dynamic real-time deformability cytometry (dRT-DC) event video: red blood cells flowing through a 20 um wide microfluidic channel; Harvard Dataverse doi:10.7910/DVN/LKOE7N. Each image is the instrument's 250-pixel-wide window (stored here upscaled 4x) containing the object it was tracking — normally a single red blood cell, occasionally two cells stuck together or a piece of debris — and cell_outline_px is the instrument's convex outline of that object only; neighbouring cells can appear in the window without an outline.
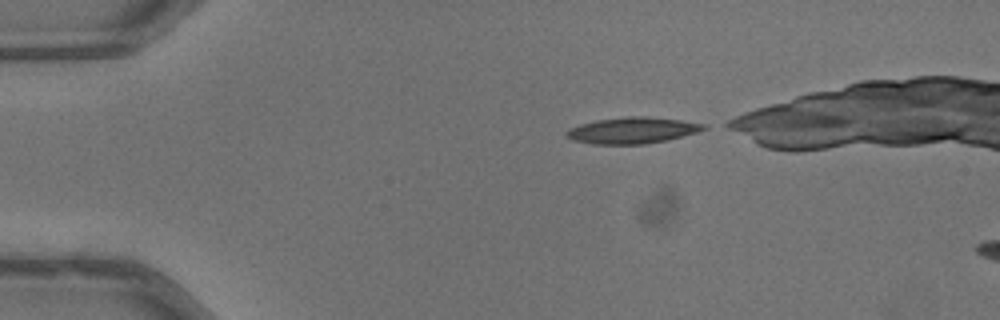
{"species": "common noctule bat (a hibernating species)", "species_latin": "Nyctalus noctula", "temperature_condition": "warm", "stored_images_in_passage": 36, "camera_frame_rate_fps": 3000, "um_per_image_px": 0.085, "animal": {"sex": "male", "body_mass_g": 13.3}, "frame": {"image": 1, "passage_image": 1, "time_ms": 0.0, "image_size_px": [1000, 320], "cell_outline_px": [[708, 128], [696, 132], [668, 140], [644, 144], [592, 144], [572, 140], [564, 136], [564, 132], [568, 128], [580, 124], [596, 120], [628, 116], [648, 116], [680, 120], [708, 124]], "centroid_in_image_um": [53.72, 11.08], "position_along_channel_um": 31.3, "area_um2": 21.21}}
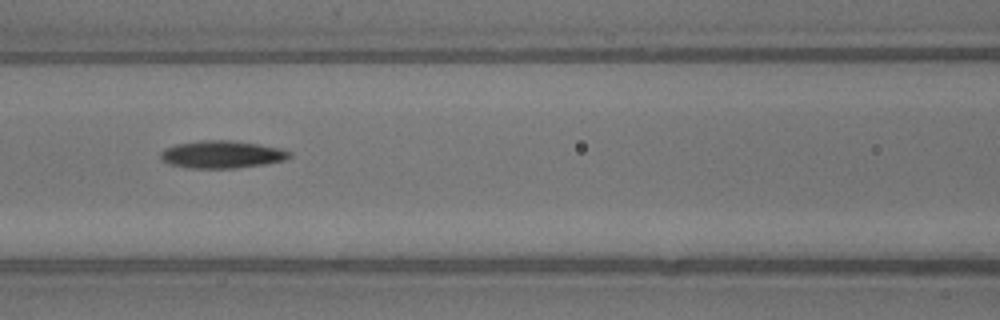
{"frame": {"image": 2, "passage_image": 14, "time_ms": 4.333, "image_size_px": [1000, 320], "cell_outline_px": [[292, 156], [284, 160], [264, 164], [236, 168], [188, 168], [168, 164], [160, 160], [160, 152], [164, 148], [176, 144], [200, 140], [228, 140], [256, 144], [280, 148], [292, 152]], "centroid_in_image_um": [18.81, 13.13], "position_along_channel_um": 147.8, "area_um2": 20.75}}
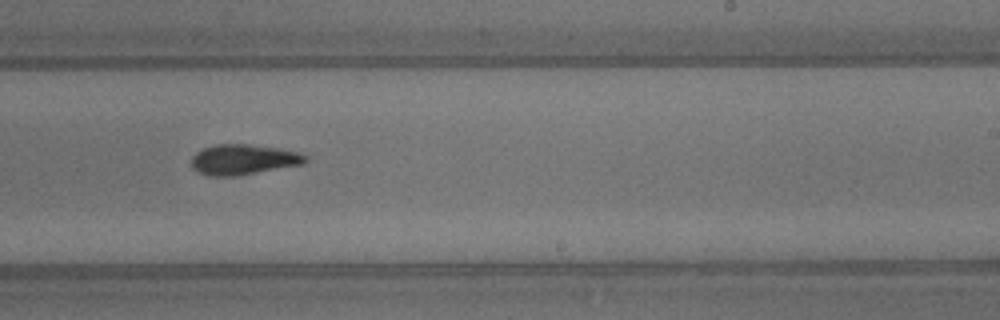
{"frame": {"image": 3, "passage_image": 23, "time_ms": 7.333, "image_size_px": [1000, 320], "cell_outline_px": [[308, 160], [304, 164], [232, 176], [212, 176], [196, 172], [192, 168], [192, 156], [196, 152], [204, 148], [216, 144], [252, 144], [280, 148], [300, 152], [308, 156]], "centroid_in_image_um": [20.71, 13.54], "position_along_channel_um": 268.3, "area_um2": 20.23}}